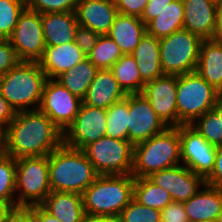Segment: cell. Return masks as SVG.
Instances as JSON below:
<instances>
[{"label":"cell","instance_id":"24","mask_svg":"<svg viewBox=\"0 0 222 222\" xmlns=\"http://www.w3.org/2000/svg\"><path fill=\"white\" fill-rule=\"evenodd\" d=\"M40 206L60 222H82L85 216L81 194L51 191Z\"/></svg>","mask_w":222,"mask_h":222},{"label":"cell","instance_id":"33","mask_svg":"<svg viewBox=\"0 0 222 222\" xmlns=\"http://www.w3.org/2000/svg\"><path fill=\"white\" fill-rule=\"evenodd\" d=\"M16 159L7 156L0 161V201L11 209L16 208Z\"/></svg>","mask_w":222,"mask_h":222},{"label":"cell","instance_id":"16","mask_svg":"<svg viewBox=\"0 0 222 222\" xmlns=\"http://www.w3.org/2000/svg\"><path fill=\"white\" fill-rule=\"evenodd\" d=\"M155 185L168 191L174 202H185L205 184V179L183 164L163 169L147 177Z\"/></svg>","mask_w":222,"mask_h":222},{"label":"cell","instance_id":"13","mask_svg":"<svg viewBox=\"0 0 222 222\" xmlns=\"http://www.w3.org/2000/svg\"><path fill=\"white\" fill-rule=\"evenodd\" d=\"M106 109L82 102L75 120L63 132V144L83 150L87 145L106 136Z\"/></svg>","mask_w":222,"mask_h":222},{"label":"cell","instance_id":"50","mask_svg":"<svg viewBox=\"0 0 222 222\" xmlns=\"http://www.w3.org/2000/svg\"><path fill=\"white\" fill-rule=\"evenodd\" d=\"M10 210L11 208L7 204L0 201V222H4V219Z\"/></svg>","mask_w":222,"mask_h":222},{"label":"cell","instance_id":"20","mask_svg":"<svg viewBox=\"0 0 222 222\" xmlns=\"http://www.w3.org/2000/svg\"><path fill=\"white\" fill-rule=\"evenodd\" d=\"M87 55L75 42L46 46L42 58L38 61L47 78L56 79L62 73L78 65Z\"/></svg>","mask_w":222,"mask_h":222},{"label":"cell","instance_id":"27","mask_svg":"<svg viewBox=\"0 0 222 222\" xmlns=\"http://www.w3.org/2000/svg\"><path fill=\"white\" fill-rule=\"evenodd\" d=\"M183 21V1L174 0L146 25V30L149 35L161 39L183 29Z\"/></svg>","mask_w":222,"mask_h":222},{"label":"cell","instance_id":"36","mask_svg":"<svg viewBox=\"0 0 222 222\" xmlns=\"http://www.w3.org/2000/svg\"><path fill=\"white\" fill-rule=\"evenodd\" d=\"M118 218L120 222H161V211L146 207L133 198Z\"/></svg>","mask_w":222,"mask_h":222},{"label":"cell","instance_id":"10","mask_svg":"<svg viewBox=\"0 0 222 222\" xmlns=\"http://www.w3.org/2000/svg\"><path fill=\"white\" fill-rule=\"evenodd\" d=\"M9 41L19 61L38 62L46 47L41 14L26 7Z\"/></svg>","mask_w":222,"mask_h":222},{"label":"cell","instance_id":"23","mask_svg":"<svg viewBox=\"0 0 222 222\" xmlns=\"http://www.w3.org/2000/svg\"><path fill=\"white\" fill-rule=\"evenodd\" d=\"M43 37L46 46L74 42L78 21L75 12L41 14Z\"/></svg>","mask_w":222,"mask_h":222},{"label":"cell","instance_id":"11","mask_svg":"<svg viewBox=\"0 0 222 222\" xmlns=\"http://www.w3.org/2000/svg\"><path fill=\"white\" fill-rule=\"evenodd\" d=\"M82 102L56 79L47 78L39 110L64 132L75 120Z\"/></svg>","mask_w":222,"mask_h":222},{"label":"cell","instance_id":"4","mask_svg":"<svg viewBox=\"0 0 222 222\" xmlns=\"http://www.w3.org/2000/svg\"><path fill=\"white\" fill-rule=\"evenodd\" d=\"M180 164L178 127H168L164 132L134 145L131 175L134 178L148 177L152 173Z\"/></svg>","mask_w":222,"mask_h":222},{"label":"cell","instance_id":"9","mask_svg":"<svg viewBox=\"0 0 222 222\" xmlns=\"http://www.w3.org/2000/svg\"><path fill=\"white\" fill-rule=\"evenodd\" d=\"M133 147L129 141L104 136L83 151L98 175H128L133 167Z\"/></svg>","mask_w":222,"mask_h":222},{"label":"cell","instance_id":"48","mask_svg":"<svg viewBox=\"0 0 222 222\" xmlns=\"http://www.w3.org/2000/svg\"><path fill=\"white\" fill-rule=\"evenodd\" d=\"M119 218L115 216H105V215H89L85 214L82 222H118Z\"/></svg>","mask_w":222,"mask_h":222},{"label":"cell","instance_id":"52","mask_svg":"<svg viewBox=\"0 0 222 222\" xmlns=\"http://www.w3.org/2000/svg\"><path fill=\"white\" fill-rule=\"evenodd\" d=\"M217 96H218V99L222 100V83L220 87L217 89Z\"/></svg>","mask_w":222,"mask_h":222},{"label":"cell","instance_id":"12","mask_svg":"<svg viewBox=\"0 0 222 222\" xmlns=\"http://www.w3.org/2000/svg\"><path fill=\"white\" fill-rule=\"evenodd\" d=\"M178 131L181 163L206 179L214 169L217 146L210 144L191 125H180Z\"/></svg>","mask_w":222,"mask_h":222},{"label":"cell","instance_id":"1","mask_svg":"<svg viewBox=\"0 0 222 222\" xmlns=\"http://www.w3.org/2000/svg\"><path fill=\"white\" fill-rule=\"evenodd\" d=\"M5 131L7 154L15 159L48 156L63 144V132L39 109L16 112Z\"/></svg>","mask_w":222,"mask_h":222},{"label":"cell","instance_id":"8","mask_svg":"<svg viewBox=\"0 0 222 222\" xmlns=\"http://www.w3.org/2000/svg\"><path fill=\"white\" fill-rule=\"evenodd\" d=\"M202 41L199 36L185 29L159 39L160 63L164 74L181 75L194 72Z\"/></svg>","mask_w":222,"mask_h":222},{"label":"cell","instance_id":"31","mask_svg":"<svg viewBox=\"0 0 222 222\" xmlns=\"http://www.w3.org/2000/svg\"><path fill=\"white\" fill-rule=\"evenodd\" d=\"M128 94L126 97L106 109V136L128 141Z\"/></svg>","mask_w":222,"mask_h":222},{"label":"cell","instance_id":"49","mask_svg":"<svg viewBox=\"0 0 222 222\" xmlns=\"http://www.w3.org/2000/svg\"><path fill=\"white\" fill-rule=\"evenodd\" d=\"M6 131L0 129V161L7 157Z\"/></svg>","mask_w":222,"mask_h":222},{"label":"cell","instance_id":"18","mask_svg":"<svg viewBox=\"0 0 222 222\" xmlns=\"http://www.w3.org/2000/svg\"><path fill=\"white\" fill-rule=\"evenodd\" d=\"M183 29L203 40L212 39L215 32L217 4L211 0H182Z\"/></svg>","mask_w":222,"mask_h":222},{"label":"cell","instance_id":"38","mask_svg":"<svg viewBox=\"0 0 222 222\" xmlns=\"http://www.w3.org/2000/svg\"><path fill=\"white\" fill-rule=\"evenodd\" d=\"M99 37V33L94 32L88 27L78 24L75 32L74 42L77 44V47L84 52L85 55H88V53L96 45Z\"/></svg>","mask_w":222,"mask_h":222},{"label":"cell","instance_id":"21","mask_svg":"<svg viewBox=\"0 0 222 222\" xmlns=\"http://www.w3.org/2000/svg\"><path fill=\"white\" fill-rule=\"evenodd\" d=\"M126 95L111 69H98L82 101L91 107L107 109Z\"/></svg>","mask_w":222,"mask_h":222},{"label":"cell","instance_id":"2","mask_svg":"<svg viewBox=\"0 0 222 222\" xmlns=\"http://www.w3.org/2000/svg\"><path fill=\"white\" fill-rule=\"evenodd\" d=\"M51 191L83 194L98 174L83 150L62 144L48 155Z\"/></svg>","mask_w":222,"mask_h":222},{"label":"cell","instance_id":"39","mask_svg":"<svg viewBox=\"0 0 222 222\" xmlns=\"http://www.w3.org/2000/svg\"><path fill=\"white\" fill-rule=\"evenodd\" d=\"M19 62L9 39H0V78Z\"/></svg>","mask_w":222,"mask_h":222},{"label":"cell","instance_id":"54","mask_svg":"<svg viewBox=\"0 0 222 222\" xmlns=\"http://www.w3.org/2000/svg\"><path fill=\"white\" fill-rule=\"evenodd\" d=\"M217 222H222V214L220 215L219 219L217 220Z\"/></svg>","mask_w":222,"mask_h":222},{"label":"cell","instance_id":"22","mask_svg":"<svg viewBox=\"0 0 222 222\" xmlns=\"http://www.w3.org/2000/svg\"><path fill=\"white\" fill-rule=\"evenodd\" d=\"M146 33V24L140 17L118 13L107 35L123 55H130Z\"/></svg>","mask_w":222,"mask_h":222},{"label":"cell","instance_id":"53","mask_svg":"<svg viewBox=\"0 0 222 222\" xmlns=\"http://www.w3.org/2000/svg\"><path fill=\"white\" fill-rule=\"evenodd\" d=\"M212 2L216 3V4H219L222 2V0H211Z\"/></svg>","mask_w":222,"mask_h":222},{"label":"cell","instance_id":"6","mask_svg":"<svg viewBox=\"0 0 222 222\" xmlns=\"http://www.w3.org/2000/svg\"><path fill=\"white\" fill-rule=\"evenodd\" d=\"M50 193L48 156L16 159V208L40 205Z\"/></svg>","mask_w":222,"mask_h":222},{"label":"cell","instance_id":"7","mask_svg":"<svg viewBox=\"0 0 222 222\" xmlns=\"http://www.w3.org/2000/svg\"><path fill=\"white\" fill-rule=\"evenodd\" d=\"M217 99V90L196 71L178 75V126L191 125L204 113L212 110Z\"/></svg>","mask_w":222,"mask_h":222},{"label":"cell","instance_id":"43","mask_svg":"<svg viewBox=\"0 0 222 222\" xmlns=\"http://www.w3.org/2000/svg\"><path fill=\"white\" fill-rule=\"evenodd\" d=\"M172 1L174 0H148V4L141 17V20L147 25Z\"/></svg>","mask_w":222,"mask_h":222},{"label":"cell","instance_id":"30","mask_svg":"<svg viewBox=\"0 0 222 222\" xmlns=\"http://www.w3.org/2000/svg\"><path fill=\"white\" fill-rule=\"evenodd\" d=\"M133 198L146 207L160 211L173 202L168 191L155 185L147 177L135 178Z\"/></svg>","mask_w":222,"mask_h":222},{"label":"cell","instance_id":"32","mask_svg":"<svg viewBox=\"0 0 222 222\" xmlns=\"http://www.w3.org/2000/svg\"><path fill=\"white\" fill-rule=\"evenodd\" d=\"M123 56L116 43L107 35H100L87 58L97 69H111Z\"/></svg>","mask_w":222,"mask_h":222},{"label":"cell","instance_id":"42","mask_svg":"<svg viewBox=\"0 0 222 222\" xmlns=\"http://www.w3.org/2000/svg\"><path fill=\"white\" fill-rule=\"evenodd\" d=\"M205 183L222 189V145L217 146L214 169L205 179Z\"/></svg>","mask_w":222,"mask_h":222},{"label":"cell","instance_id":"47","mask_svg":"<svg viewBox=\"0 0 222 222\" xmlns=\"http://www.w3.org/2000/svg\"><path fill=\"white\" fill-rule=\"evenodd\" d=\"M212 40L222 43V2L217 4L215 32Z\"/></svg>","mask_w":222,"mask_h":222},{"label":"cell","instance_id":"25","mask_svg":"<svg viewBox=\"0 0 222 222\" xmlns=\"http://www.w3.org/2000/svg\"><path fill=\"white\" fill-rule=\"evenodd\" d=\"M130 55L135 58L141 79L145 84L165 75L160 63L158 38L146 33Z\"/></svg>","mask_w":222,"mask_h":222},{"label":"cell","instance_id":"17","mask_svg":"<svg viewBox=\"0 0 222 222\" xmlns=\"http://www.w3.org/2000/svg\"><path fill=\"white\" fill-rule=\"evenodd\" d=\"M75 14L79 25L108 34L118 14L114 0H79Z\"/></svg>","mask_w":222,"mask_h":222},{"label":"cell","instance_id":"19","mask_svg":"<svg viewBox=\"0 0 222 222\" xmlns=\"http://www.w3.org/2000/svg\"><path fill=\"white\" fill-rule=\"evenodd\" d=\"M201 189L183 202L189 222H217L222 214V189L206 183Z\"/></svg>","mask_w":222,"mask_h":222},{"label":"cell","instance_id":"40","mask_svg":"<svg viewBox=\"0 0 222 222\" xmlns=\"http://www.w3.org/2000/svg\"><path fill=\"white\" fill-rule=\"evenodd\" d=\"M161 222H189L183 202H171L161 210Z\"/></svg>","mask_w":222,"mask_h":222},{"label":"cell","instance_id":"44","mask_svg":"<svg viewBox=\"0 0 222 222\" xmlns=\"http://www.w3.org/2000/svg\"><path fill=\"white\" fill-rule=\"evenodd\" d=\"M4 222H35L33 212L26 207L13 208L6 215Z\"/></svg>","mask_w":222,"mask_h":222},{"label":"cell","instance_id":"34","mask_svg":"<svg viewBox=\"0 0 222 222\" xmlns=\"http://www.w3.org/2000/svg\"><path fill=\"white\" fill-rule=\"evenodd\" d=\"M26 7V0H0V39L11 37Z\"/></svg>","mask_w":222,"mask_h":222},{"label":"cell","instance_id":"35","mask_svg":"<svg viewBox=\"0 0 222 222\" xmlns=\"http://www.w3.org/2000/svg\"><path fill=\"white\" fill-rule=\"evenodd\" d=\"M191 126L210 144L214 146L222 145V122L213 109L196 119Z\"/></svg>","mask_w":222,"mask_h":222},{"label":"cell","instance_id":"5","mask_svg":"<svg viewBox=\"0 0 222 222\" xmlns=\"http://www.w3.org/2000/svg\"><path fill=\"white\" fill-rule=\"evenodd\" d=\"M135 178L131 175H98L82 194L86 214L118 217L133 199Z\"/></svg>","mask_w":222,"mask_h":222},{"label":"cell","instance_id":"51","mask_svg":"<svg viewBox=\"0 0 222 222\" xmlns=\"http://www.w3.org/2000/svg\"><path fill=\"white\" fill-rule=\"evenodd\" d=\"M213 110L216 112L222 122V100L217 99L216 103L213 106Z\"/></svg>","mask_w":222,"mask_h":222},{"label":"cell","instance_id":"3","mask_svg":"<svg viewBox=\"0 0 222 222\" xmlns=\"http://www.w3.org/2000/svg\"><path fill=\"white\" fill-rule=\"evenodd\" d=\"M46 80L38 62L19 61L0 78V93L15 112L38 110Z\"/></svg>","mask_w":222,"mask_h":222},{"label":"cell","instance_id":"14","mask_svg":"<svg viewBox=\"0 0 222 222\" xmlns=\"http://www.w3.org/2000/svg\"><path fill=\"white\" fill-rule=\"evenodd\" d=\"M128 141L134 146L164 132L168 126L141 93L128 94Z\"/></svg>","mask_w":222,"mask_h":222},{"label":"cell","instance_id":"29","mask_svg":"<svg viewBox=\"0 0 222 222\" xmlns=\"http://www.w3.org/2000/svg\"><path fill=\"white\" fill-rule=\"evenodd\" d=\"M111 70L119 86L126 94L141 93L145 83L141 79L135 58L132 55H123Z\"/></svg>","mask_w":222,"mask_h":222},{"label":"cell","instance_id":"41","mask_svg":"<svg viewBox=\"0 0 222 222\" xmlns=\"http://www.w3.org/2000/svg\"><path fill=\"white\" fill-rule=\"evenodd\" d=\"M120 14L142 17L148 0H114Z\"/></svg>","mask_w":222,"mask_h":222},{"label":"cell","instance_id":"26","mask_svg":"<svg viewBox=\"0 0 222 222\" xmlns=\"http://www.w3.org/2000/svg\"><path fill=\"white\" fill-rule=\"evenodd\" d=\"M195 71L216 90L220 87L222 83V43L212 39L201 42Z\"/></svg>","mask_w":222,"mask_h":222},{"label":"cell","instance_id":"37","mask_svg":"<svg viewBox=\"0 0 222 222\" xmlns=\"http://www.w3.org/2000/svg\"><path fill=\"white\" fill-rule=\"evenodd\" d=\"M79 0H26L28 9L43 13L75 12Z\"/></svg>","mask_w":222,"mask_h":222},{"label":"cell","instance_id":"15","mask_svg":"<svg viewBox=\"0 0 222 222\" xmlns=\"http://www.w3.org/2000/svg\"><path fill=\"white\" fill-rule=\"evenodd\" d=\"M177 82L178 75L165 74L146 83L141 92L168 127H178Z\"/></svg>","mask_w":222,"mask_h":222},{"label":"cell","instance_id":"45","mask_svg":"<svg viewBox=\"0 0 222 222\" xmlns=\"http://www.w3.org/2000/svg\"><path fill=\"white\" fill-rule=\"evenodd\" d=\"M15 115V110L0 93V129L5 130Z\"/></svg>","mask_w":222,"mask_h":222},{"label":"cell","instance_id":"28","mask_svg":"<svg viewBox=\"0 0 222 222\" xmlns=\"http://www.w3.org/2000/svg\"><path fill=\"white\" fill-rule=\"evenodd\" d=\"M97 71L98 69L86 57L78 65L59 75L56 80L83 100Z\"/></svg>","mask_w":222,"mask_h":222},{"label":"cell","instance_id":"46","mask_svg":"<svg viewBox=\"0 0 222 222\" xmlns=\"http://www.w3.org/2000/svg\"><path fill=\"white\" fill-rule=\"evenodd\" d=\"M28 208L33 212L35 222H60V220L49 214L40 205H34Z\"/></svg>","mask_w":222,"mask_h":222}]
</instances>
